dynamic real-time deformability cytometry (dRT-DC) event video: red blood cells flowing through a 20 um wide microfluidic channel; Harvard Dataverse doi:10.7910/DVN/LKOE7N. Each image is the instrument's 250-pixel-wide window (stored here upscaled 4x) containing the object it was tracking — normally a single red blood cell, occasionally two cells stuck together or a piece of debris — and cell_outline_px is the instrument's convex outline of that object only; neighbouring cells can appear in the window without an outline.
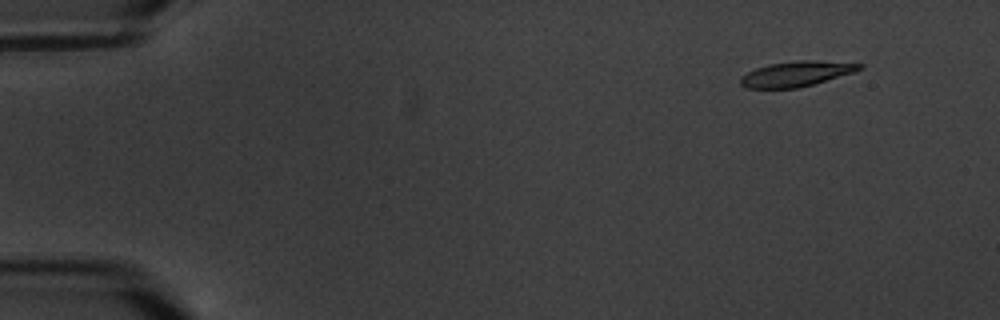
{"species": "common noctule bat (a hibernating species)", "species_latin": "Nyctalus noctula", "temperature_condition": "warm", "stored_images_in_passage": 4, "camera_frame_rate_fps": 3000, "um_per_image_px": 0.085, "animal": {"sex": "male", "body_mass_g": 20.1, "forearm_length_mm": 53.5}, "frame": {"image": 1, "passage_image": 1, "time_ms": 0.0, "image_size_px": [1000, 320], "cell_outline_px": [[864, 68], [852, 72], [812, 84], [796, 88], [744, 88], [740, 84], [740, 76], [756, 68], [768, 64], [800, 60], [816, 60], [864, 64]], "centroid_in_image_um": [67.64, 6.27], "position_along_channel_um": 17.4, "area_um2": 17.28}}